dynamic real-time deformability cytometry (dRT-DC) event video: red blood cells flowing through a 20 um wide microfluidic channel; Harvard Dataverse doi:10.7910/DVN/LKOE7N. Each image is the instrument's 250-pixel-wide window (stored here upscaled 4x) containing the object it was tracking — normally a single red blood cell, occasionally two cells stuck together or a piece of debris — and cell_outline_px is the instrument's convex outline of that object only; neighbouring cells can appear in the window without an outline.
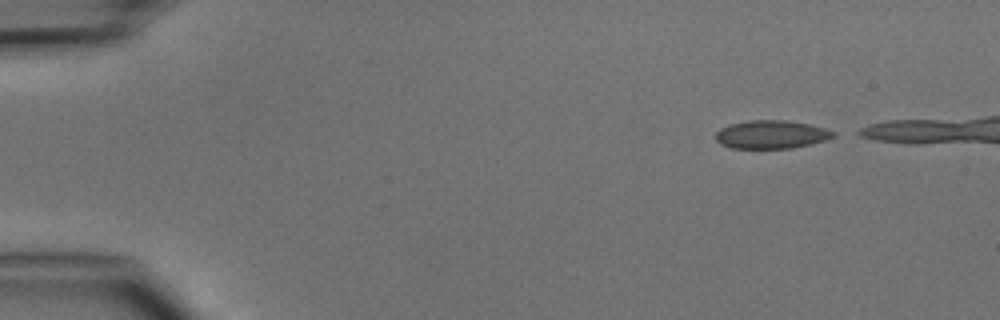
{"species": "common noctule bat (a hibernating species)", "species_latin": "Nyctalus noctula", "temperature_condition": "cold", "stored_images_in_passage": 5, "camera_frame_rate_fps": 3000, "um_per_image_px": 0.085, "animal": {"sex": "male", "body_mass_g": 15.6}, "frame": {"image": 1, "passage_image": 1, "time_ms": 0.0, "image_size_px": [1000, 320], "cell_outline_px": [[836, 136], [824, 140], [792, 148], [732, 148], [720, 144], [716, 140], [716, 132], [720, 128], [732, 124], [748, 120], [784, 120], [808, 124], [824, 128], [836, 132]], "centroid_in_image_um": [65.54, 11.43], "position_along_channel_um": 19.5, "area_um2": 19.19}}